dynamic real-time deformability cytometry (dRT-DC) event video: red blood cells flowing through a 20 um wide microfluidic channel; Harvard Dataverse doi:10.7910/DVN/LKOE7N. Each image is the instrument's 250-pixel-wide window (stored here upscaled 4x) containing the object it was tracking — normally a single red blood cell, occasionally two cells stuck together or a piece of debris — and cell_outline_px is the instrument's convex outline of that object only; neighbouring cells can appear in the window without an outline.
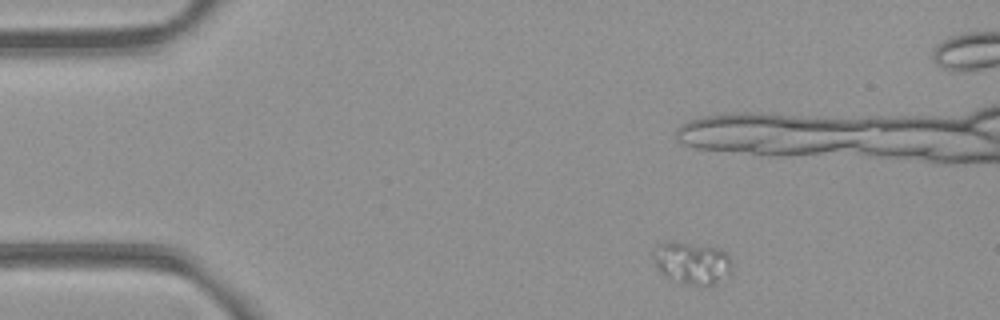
{"species": "common noctule bat (a hibernating species)", "species_latin": "Nyctalus noctula", "temperature_condition": "room temperature", "stored_images_in_passage": 6, "camera_frame_rate_fps": 3000, "um_per_image_px": 0.085, "animal": {"sex": "female", "body_mass_g": 21.9}, "frame": {"image": 1, "passage_image": 1, "time_ms": 0.0, "image_size_px": [1000, 320], "cell_outline_px": [[732, 276], [716, 284], [684, 284], [660, 272], [652, 260], [652, 248], [656, 244], [668, 240], [720, 248], [728, 252], [732, 264]], "centroid_in_image_um": [58.84, 22.32], "position_along_channel_um": 26.2, "area_um2": 19.94}}